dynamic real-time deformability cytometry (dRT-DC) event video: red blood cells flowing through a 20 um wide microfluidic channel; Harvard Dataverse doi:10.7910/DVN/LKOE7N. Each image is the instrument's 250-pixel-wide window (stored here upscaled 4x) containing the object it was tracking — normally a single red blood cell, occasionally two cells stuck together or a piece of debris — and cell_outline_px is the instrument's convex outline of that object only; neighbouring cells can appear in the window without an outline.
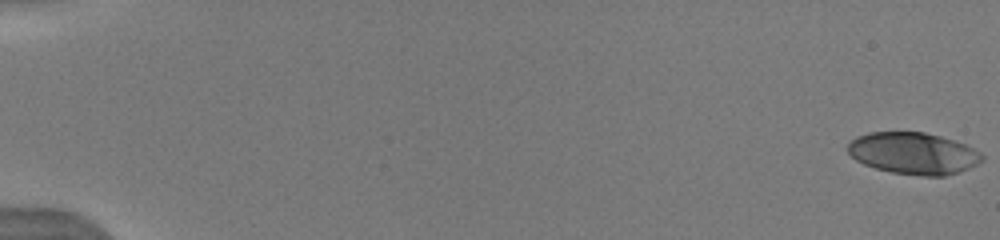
{"species": "human", "species_latin": "Homo sapiens", "temperature_condition": "warm", "stored_images_in_passage": 35, "camera_frame_rate_fps": 3000, "um_per_image_px": 0.085, "donor": {"sex": "male"}, "frame": {"image": 1, "passage_image": 1, "time_ms": 0.0, "image_size_px": [1000, 240], "cell_outline_px": [[984, 160], [960, 172], [944, 176], [920, 176], [892, 172], [876, 168], [864, 164], [856, 160], [848, 152], [848, 144], [856, 136], [868, 132], [924, 132], [940, 136], [964, 144], [980, 152], [984, 156]], "centroid_in_image_um": [77.64, 13.03], "position_along_channel_um": 7.4, "area_um2": 32.6}}
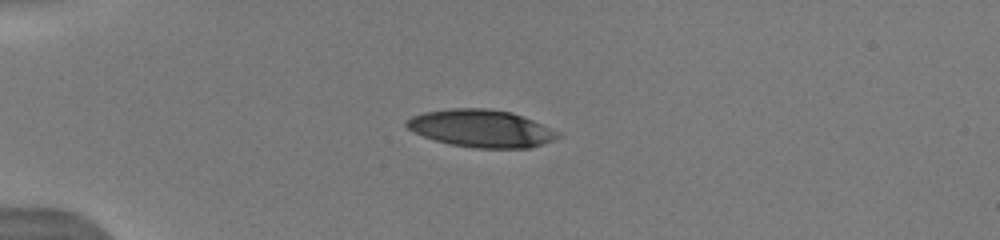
{"frame": {"image": 2, "passage_image": 10, "time_ms": 4.667, "image_size_px": [1000, 240], "cell_outline_px": [[560, 136], [552, 140], [528, 148], [476, 148], [448, 144], [424, 136], [408, 128], [404, 124], [404, 120], [412, 116], [424, 112], [452, 108], [488, 108], [512, 112], [524, 116], [560, 132]], "centroid_in_image_um": [40.89, 10.91], "position_along_channel_um": 44.1, "area_um2": 33.0}}
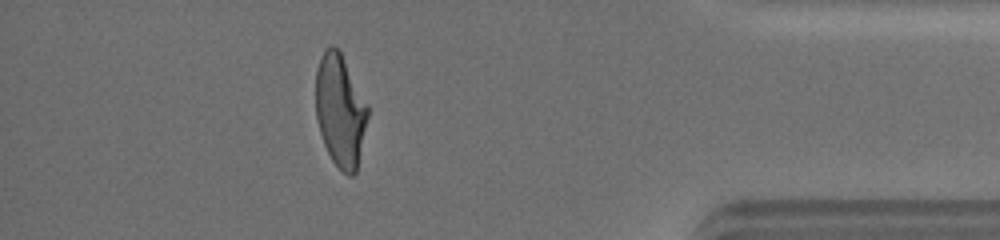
{"frame": {"image": 3, "passage_image": 32, "time_ms": 15.333, "image_size_px": [1000, 240], "cell_outline_px": [[368, 116], [356, 172], [352, 176], [348, 176], [332, 160], [324, 144], [320, 132], [316, 116], [316, 68], [324, 48], [332, 44], [340, 52], [368, 104]], "centroid_in_image_um": [28.91, 9.38], "position_along_channel_um": 406.3, "area_um2": 33.81}, "authors_computed_cell_mechanics": {"area_um2": 34.391, "velocity_mm_per_s": 4.0529, "shape_relaxation_time_tau1_ms": 5.8962, "shape_relaxation_time_tau2_ms": 0.9145, "deformation_change_tau1": 0.2298, "deformation_change_tau2": 0.0854}}